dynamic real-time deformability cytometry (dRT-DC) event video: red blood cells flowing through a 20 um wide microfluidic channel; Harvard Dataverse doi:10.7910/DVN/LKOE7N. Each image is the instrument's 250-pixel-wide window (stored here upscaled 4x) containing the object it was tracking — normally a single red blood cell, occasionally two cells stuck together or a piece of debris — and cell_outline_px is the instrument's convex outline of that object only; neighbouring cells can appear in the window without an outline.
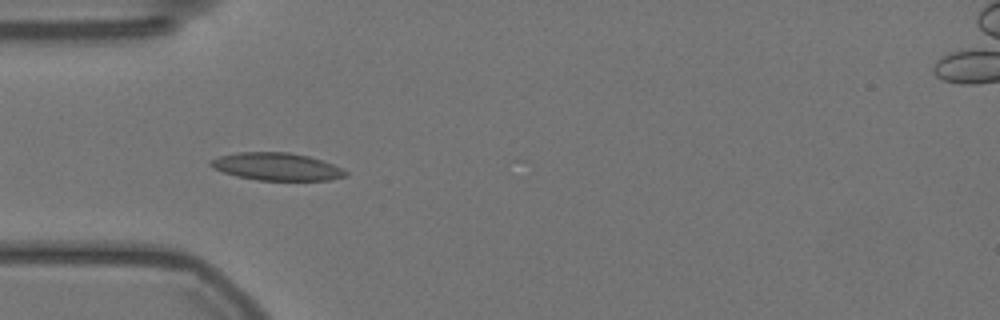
{"species": "Egyptian fruit bat (a non-hibernating species)", "species_latin": "Rousettus aegyptiacus", "temperature_condition": "warm", "stored_images_in_passage": 26, "camera_frame_rate_fps": 3000, "um_per_image_px": 0.085, "animal": {"sex": "female"}, "frame": {"image": 1, "passage_image": 5, "time_ms": 1.333, "image_size_px": [1000, 320], "cell_outline_px": [[348, 176], [328, 180], [256, 180], [236, 176], [212, 168], [208, 164], [208, 160], [220, 156], [240, 152], [288, 152], [308, 156], [344, 168], [348, 172]], "centroid_in_image_um": [23.51, 14.16], "position_along_channel_um": 61.5, "area_um2": 21.73}}
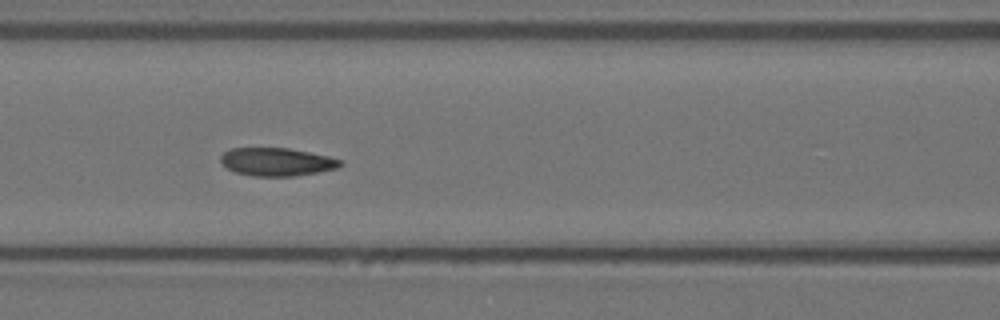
{"frame": {"image": 2, "passage_image": 12, "time_ms": 3.667, "image_size_px": [1000, 320], "cell_outline_px": [[344, 164], [336, 168], [316, 172], [292, 176], [252, 176], [236, 172], [228, 168], [220, 160], [220, 156], [224, 152], [232, 148], [288, 148], [328, 156], [340, 160]], "centroid_in_image_um": [23.51, 13.75], "position_along_channel_um": 143.1, "area_um2": 19.31}}
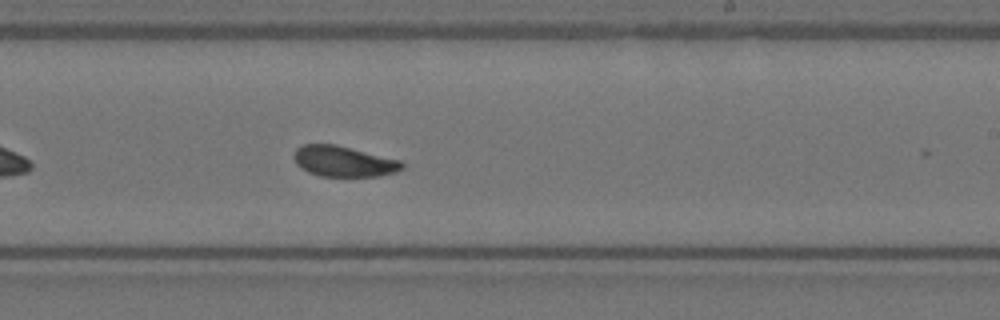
{"frame": {"image": 3, "passage_image": 22, "time_ms": 7.0, "image_size_px": [1000, 320], "cell_outline_px": [[404, 168], [396, 172], [380, 176], [320, 176], [308, 172], [300, 168], [296, 164], [292, 156], [296, 148], [304, 144], [336, 144], [400, 160], [404, 164]], "centroid_in_image_um": [29.19, 13.71], "position_along_channel_um": 259.8, "area_um2": 19.48}}